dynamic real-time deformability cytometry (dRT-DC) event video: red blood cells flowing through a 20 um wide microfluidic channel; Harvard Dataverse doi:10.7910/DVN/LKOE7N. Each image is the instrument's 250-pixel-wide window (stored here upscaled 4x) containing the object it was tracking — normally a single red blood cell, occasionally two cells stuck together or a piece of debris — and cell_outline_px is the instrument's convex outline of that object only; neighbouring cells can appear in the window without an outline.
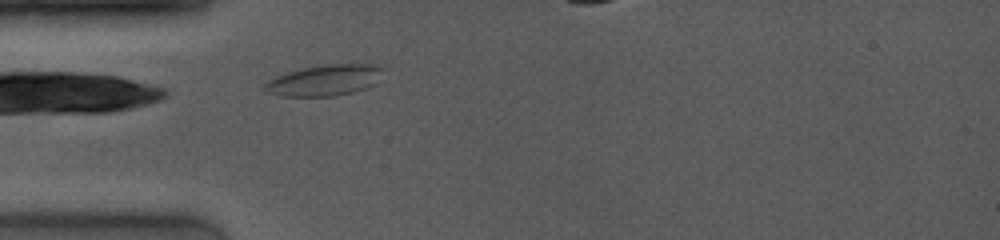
{"species": "common noctule bat (a hibernating species)", "species_latin": "Nyctalus noctula", "temperature_condition": "room temperature", "stored_images_in_passage": 28, "segment_of_instrument_passage": [1, 2], "camera_frame_rate_fps": 4000, "um_per_image_px": 0.085, "animal": {"sex": "female", "body_mass_g": 19.0, "forearm_length_mm": 53.3}, "frame": {"image": 1, "passage_image": 2, "time_ms": 0.25, "image_size_px": [1000, 240], "cell_outline_px": [[384, 68], [376, 84], [368, 88], [352, 92], [332, 96], [280, 96], [268, 92], [264, 88], [264, 84], [268, 80], [276, 76], [288, 72], [304, 68], [328, 64], [380, 64]], "centroid_in_image_um": [27.64, 6.82], "position_along_channel_um": 57.4, "area_um2": 21.39}}
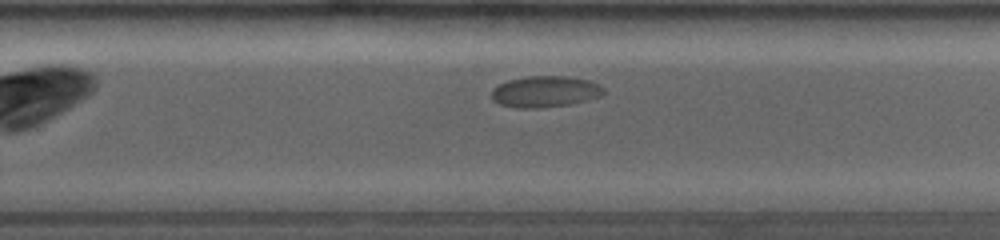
{"frame": {"image": 2, "passage_image": 21, "time_ms": 6.5, "image_size_px": [1000, 240], "cell_outline_px": [[604, 92], [600, 96], [568, 104], [540, 108], [520, 108], [500, 104], [492, 100], [492, 88], [508, 80], [528, 76], [568, 76], [588, 80], [600, 84], [604, 88]], "centroid_in_image_um": [46.32, 7.78], "position_along_channel_um": 283.5, "area_um2": 20.29}}
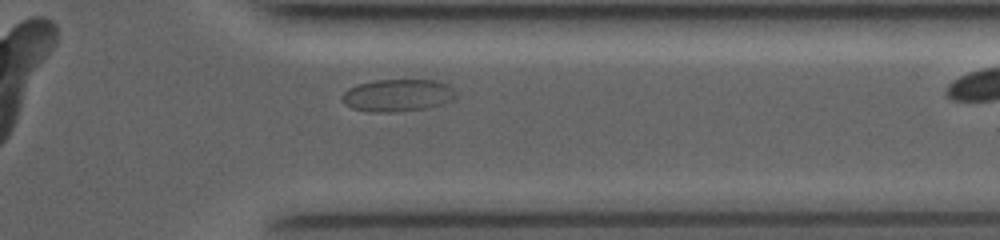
{"frame": {"image": 3, "passage_image": 27, "time_ms": 9.0, "image_size_px": [1000, 240], "cell_outline_px": [[456, 96], [452, 100], [440, 104], [424, 108], [396, 112], [372, 112], [352, 108], [344, 104], [340, 96], [348, 88], [372, 80], [436, 80], [448, 84], [456, 92]], "centroid_in_image_um": [33.78, 8.1], "position_along_channel_um": 377.6, "area_um2": 21.44}}